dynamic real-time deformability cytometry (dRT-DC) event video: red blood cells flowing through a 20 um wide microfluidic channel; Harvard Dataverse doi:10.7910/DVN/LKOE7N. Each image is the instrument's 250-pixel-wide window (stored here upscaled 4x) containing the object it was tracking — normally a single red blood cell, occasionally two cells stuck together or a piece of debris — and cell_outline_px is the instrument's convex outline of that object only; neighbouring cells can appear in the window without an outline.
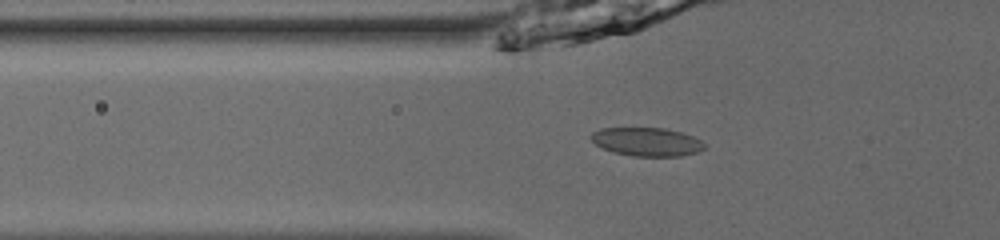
{"species": "common noctule bat (a hibernating species)", "species_latin": "Nyctalus noctula", "temperature_condition": "room temperature", "stored_images_in_passage": 43, "camera_frame_rate_fps": 3000, "um_per_image_px": 0.085, "animal": {"sex": "male", "body_mass_g": 13.0, "forearm_length_mm": 53.1}, "frame": {"image": 1, "passage_image": 12, "time_ms": 3.667, "image_size_px": [1000, 240], "cell_outline_px": [[704, 148], [696, 152], [680, 156], [632, 156], [616, 152], [604, 148], [596, 144], [588, 136], [592, 132], [600, 128], [664, 128], [680, 132], [692, 136], [700, 140], [704, 144]], "centroid_in_image_um": [54.95, 12.04], "position_along_channel_um": 70.9, "area_um2": 18.61}}
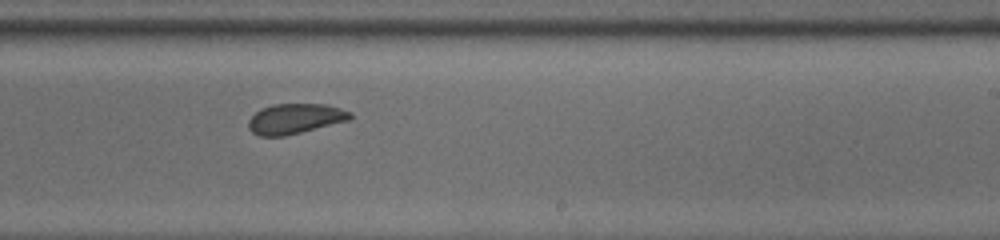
{"frame": {"image": 2, "passage_image": 27, "time_ms": 8.667, "image_size_px": [1000, 240], "cell_outline_px": [[352, 116], [348, 120], [284, 136], [260, 136], [252, 132], [248, 128], [248, 120], [260, 108], [272, 104], [324, 104], [340, 108], [352, 112]], "centroid_in_image_um": [25.04, 10.08], "position_along_channel_um": 264.0, "area_um2": 17.74}}
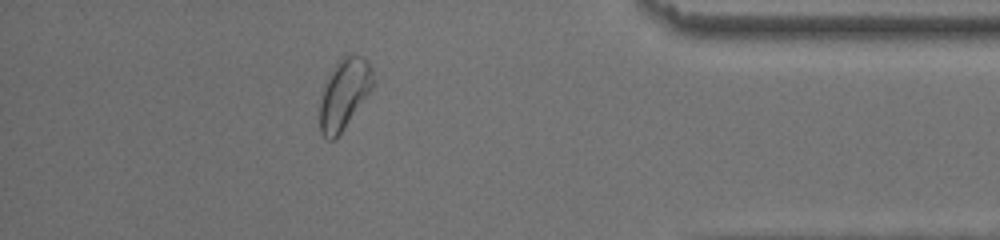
{"frame": {"image": 3, "passage_image": 40, "time_ms": 13.0, "image_size_px": [1000, 240], "cell_outline_px": [[372, 88], [336, 140], [328, 140], [320, 132], [320, 104], [324, 84], [336, 64], [344, 56], [352, 52], [364, 56], [372, 68]], "centroid_in_image_um": [29.25, 7.97], "position_along_channel_um": 405.9, "area_um2": 21.62}}